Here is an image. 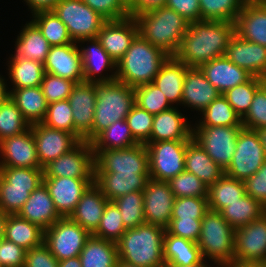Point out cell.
<instances>
[{
	"label": "cell",
	"instance_id": "cell-1",
	"mask_svg": "<svg viewBox=\"0 0 266 267\" xmlns=\"http://www.w3.org/2000/svg\"><path fill=\"white\" fill-rule=\"evenodd\" d=\"M235 34V23L199 20L190 22L174 57L189 68L225 56L227 46Z\"/></svg>",
	"mask_w": 266,
	"mask_h": 267
},
{
	"label": "cell",
	"instance_id": "cell-2",
	"mask_svg": "<svg viewBox=\"0 0 266 267\" xmlns=\"http://www.w3.org/2000/svg\"><path fill=\"white\" fill-rule=\"evenodd\" d=\"M169 57L138 33L125 55L116 63V80L132 88L153 83Z\"/></svg>",
	"mask_w": 266,
	"mask_h": 267
},
{
	"label": "cell",
	"instance_id": "cell-3",
	"mask_svg": "<svg viewBox=\"0 0 266 267\" xmlns=\"http://www.w3.org/2000/svg\"><path fill=\"white\" fill-rule=\"evenodd\" d=\"M166 229L152 224H141L127 229L116 242L119 262L139 267H165L163 239Z\"/></svg>",
	"mask_w": 266,
	"mask_h": 267
},
{
	"label": "cell",
	"instance_id": "cell-4",
	"mask_svg": "<svg viewBox=\"0 0 266 267\" xmlns=\"http://www.w3.org/2000/svg\"><path fill=\"white\" fill-rule=\"evenodd\" d=\"M134 18L138 25V33L145 40L169 56H174L178 52L189 22L176 11L163 6Z\"/></svg>",
	"mask_w": 266,
	"mask_h": 267
},
{
	"label": "cell",
	"instance_id": "cell-5",
	"mask_svg": "<svg viewBox=\"0 0 266 267\" xmlns=\"http://www.w3.org/2000/svg\"><path fill=\"white\" fill-rule=\"evenodd\" d=\"M96 103L92 127V140L113 122L126 119L135 105V90L125 83H94Z\"/></svg>",
	"mask_w": 266,
	"mask_h": 267
},
{
	"label": "cell",
	"instance_id": "cell-6",
	"mask_svg": "<svg viewBox=\"0 0 266 267\" xmlns=\"http://www.w3.org/2000/svg\"><path fill=\"white\" fill-rule=\"evenodd\" d=\"M234 240L235 229L220 212L209 210L202 219L197 241L204 260L208 258L216 267L235 263Z\"/></svg>",
	"mask_w": 266,
	"mask_h": 267
},
{
	"label": "cell",
	"instance_id": "cell-7",
	"mask_svg": "<svg viewBox=\"0 0 266 267\" xmlns=\"http://www.w3.org/2000/svg\"><path fill=\"white\" fill-rule=\"evenodd\" d=\"M51 10L66 25L73 42L96 38L107 21L82 0H59Z\"/></svg>",
	"mask_w": 266,
	"mask_h": 267
},
{
	"label": "cell",
	"instance_id": "cell-8",
	"mask_svg": "<svg viewBox=\"0 0 266 267\" xmlns=\"http://www.w3.org/2000/svg\"><path fill=\"white\" fill-rule=\"evenodd\" d=\"M190 140L146 142L149 154V177L168 182L185 170V152Z\"/></svg>",
	"mask_w": 266,
	"mask_h": 267
},
{
	"label": "cell",
	"instance_id": "cell-9",
	"mask_svg": "<svg viewBox=\"0 0 266 267\" xmlns=\"http://www.w3.org/2000/svg\"><path fill=\"white\" fill-rule=\"evenodd\" d=\"M91 234L69 217H61L44 230V243L58 261L80 255Z\"/></svg>",
	"mask_w": 266,
	"mask_h": 267
},
{
	"label": "cell",
	"instance_id": "cell-10",
	"mask_svg": "<svg viewBox=\"0 0 266 267\" xmlns=\"http://www.w3.org/2000/svg\"><path fill=\"white\" fill-rule=\"evenodd\" d=\"M266 161V154L256 130L242 128L237 136L235 152L224 171L229 177L245 181Z\"/></svg>",
	"mask_w": 266,
	"mask_h": 267
},
{
	"label": "cell",
	"instance_id": "cell-11",
	"mask_svg": "<svg viewBox=\"0 0 266 267\" xmlns=\"http://www.w3.org/2000/svg\"><path fill=\"white\" fill-rule=\"evenodd\" d=\"M194 127L193 139L225 171L231 163L235 152L237 136L243 126Z\"/></svg>",
	"mask_w": 266,
	"mask_h": 267
},
{
	"label": "cell",
	"instance_id": "cell-12",
	"mask_svg": "<svg viewBox=\"0 0 266 267\" xmlns=\"http://www.w3.org/2000/svg\"><path fill=\"white\" fill-rule=\"evenodd\" d=\"M94 153L95 172L149 173L146 144L138 143L129 148L94 151Z\"/></svg>",
	"mask_w": 266,
	"mask_h": 267
},
{
	"label": "cell",
	"instance_id": "cell-13",
	"mask_svg": "<svg viewBox=\"0 0 266 267\" xmlns=\"http://www.w3.org/2000/svg\"><path fill=\"white\" fill-rule=\"evenodd\" d=\"M44 177L94 179L95 153L90 142L81 141L75 148L43 167Z\"/></svg>",
	"mask_w": 266,
	"mask_h": 267
},
{
	"label": "cell",
	"instance_id": "cell-14",
	"mask_svg": "<svg viewBox=\"0 0 266 267\" xmlns=\"http://www.w3.org/2000/svg\"><path fill=\"white\" fill-rule=\"evenodd\" d=\"M234 254L236 264H266V213L235 230Z\"/></svg>",
	"mask_w": 266,
	"mask_h": 267
},
{
	"label": "cell",
	"instance_id": "cell-15",
	"mask_svg": "<svg viewBox=\"0 0 266 267\" xmlns=\"http://www.w3.org/2000/svg\"><path fill=\"white\" fill-rule=\"evenodd\" d=\"M35 139L37 156L42 167L75 148L81 141L73 134L34 123L30 126Z\"/></svg>",
	"mask_w": 266,
	"mask_h": 267
},
{
	"label": "cell",
	"instance_id": "cell-16",
	"mask_svg": "<svg viewBox=\"0 0 266 267\" xmlns=\"http://www.w3.org/2000/svg\"><path fill=\"white\" fill-rule=\"evenodd\" d=\"M143 196L146 223L166 229L171 221L175 200L168 182L150 178L143 191Z\"/></svg>",
	"mask_w": 266,
	"mask_h": 267
},
{
	"label": "cell",
	"instance_id": "cell-17",
	"mask_svg": "<svg viewBox=\"0 0 266 267\" xmlns=\"http://www.w3.org/2000/svg\"><path fill=\"white\" fill-rule=\"evenodd\" d=\"M0 154V167L43 168L37 156L31 127L22 134L1 140Z\"/></svg>",
	"mask_w": 266,
	"mask_h": 267
},
{
	"label": "cell",
	"instance_id": "cell-18",
	"mask_svg": "<svg viewBox=\"0 0 266 267\" xmlns=\"http://www.w3.org/2000/svg\"><path fill=\"white\" fill-rule=\"evenodd\" d=\"M137 34V22L134 17L128 16L118 20H107L96 38L117 63L125 55Z\"/></svg>",
	"mask_w": 266,
	"mask_h": 267
},
{
	"label": "cell",
	"instance_id": "cell-19",
	"mask_svg": "<svg viewBox=\"0 0 266 267\" xmlns=\"http://www.w3.org/2000/svg\"><path fill=\"white\" fill-rule=\"evenodd\" d=\"M43 183L62 217H69L94 179L43 177Z\"/></svg>",
	"mask_w": 266,
	"mask_h": 267
},
{
	"label": "cell",
	"instance_id": "cell-20",
	"mask_svg": "<svg viewBox=\"0 0 266 267\" xmlns=\"http://www.w3.org/2000/svg\"><path fill=\"white\" fill-rule=\"evenodd\" d=\"M77 42L67 45L50 46L43 63L46 73L76 83L84 82L80 48Z\"/></svg>",
	"mask_w": 266,
	"mask_h": 267
},
{
	"label": "cell",
	"instance_id": "cell-21",
	"mask_svg": "<svg viewBox=\"0 0 266 267\" xmlns=\"http://www.w3.org/2000/svg\"><path fill=\"white\" fill-rule=\"evenodd\" d=\"M68 101L72 108L75 131L84 141L91 142L96 103L94 83H76L68 97Z\"/></svg>",
	"mask_w": 266,
	"mask_h": 267
},
{
	"label": "cell",
	"instance_id": "cell-22",
	"mask_svg": "<svg viewBox=\"0 0 266 267\" xmlns=\"http://www.w3.org/2000/svg\"><path fill=\"white\" fill-rule=\"evenodd\" d=\"M225 56L252 76L266 79V47L242 39L236 33L227 46Z\"/></svg>",
	"mask_w": 266,
	"mask_h": 267
},
{
	"label": "cell",
	"instance_id": "cell-23",
	"mask_svg": "<svg viewBox=\"0 0 266 267\" xmlns=\"http://www.w3.org/2000/svg\"><path fill=\"white\" fill-rule=\"evenodd\" d=\"M89 42L86 48L81 46V59L83 66L84 82H112L116 80V62L109 56L97 38L83 39L78 42ZM109 69V70H108ZM111 75L104 76L102 71H111ZM100 73V75H98ZM97 74V75H96ZM98 77V78H97Z\"/></svg>",
	"mask_w": 266,
	"mask_h": 267
},
{
	"label": "cell",
	"instance_id": "cell-24",
	"mask_svg": "<svg viewBox=\"0 0 266 267\" xmlns=\"http://www.w3.org/2000/svg\"><path fill=\"white\" fill-rule=\"evenodd\" d=\"M206 79L224 94L227 90L246 83L253 76L243 68L235 65L226 56L214 58L200 67Z\"/></svg>",
	"mask_w": 266,
	"mask_h": 267
},
{
	"label": "cell",
	"instance_id": "cell-25",
	"mask_svg": "<svg viewBox=\"0 0 266 267\" xmlns=\"http://www.w3.org/2000/svg\"><path fill=\"white\" fill-rule=\"evenodd\" d=\"M193 126L177 107L162 111L154 116L150 139L147 142L167 140H191Z\"/></svg>",
	"mask_w": 266,
	"mask_h": 267
},
{
	"label": "cell",
	"instance_id": "cell-26",
	"mask_svg": "<svg viewBox=\"0 0 266 267\" xmlns=\"http://www.w3.org/2000/svg\"><path fill=\"white\" fill-rule=\"evenodd\" d=\"M18 215L27 221L37 224L43 230L53 225L62 216L57 212L55 204L44 183L40 184L24 203Z\"/></svg>",
	"mask_w": 266,
	"mask_h": 267
},
{
	"label": "cell",
	"instance_id": "cell-27",
	"mask_svg": "<svg viewBox=\"0 0 266 267\" xmlns=\"http://www.w3.org/2000/svg\"><path fill=\"white\" fill-rule=\"evenodd\" d=\"M149 179V173L95 172L94 184L109 201H113L130 192L144 191Z\"/></svg>",
	"mask_w": 266,
	"mask_h": 267
},
{
	"label": "cell",
	"instance_id": "cell-28",
	"mask_svg": "<svg viewBox=\"0 0 266 267\" xmlns=\"http://www.w3.org/2000/svg\"><path fill=\"white\" fill-rule=\"evenodd\" d=\"M235 33L266 47V2L244 3L235 21Z\"/></svg>",
	"mask_w": 266,
	"mask_h": 267
},
{
	"label": "cell",
	"instance_id": "cell-29",
	"mask_svg": "<svg viewBox=\"0 0 266 267\" xmlns=\"http://www.w3.org/2000/svg\"><path fill=\"white\" fill-rule=\"evenodd\" d=\"M220 93L200 68H188L183 83L182 104L202 112Z\"/></svg>",
	"mask_w": 266,
	"mask_h": 267
},
{
	"label": "cell",
	"instance_id": "cell-30",
	"mask_svg": "<svg viewBox=\"0 0 266 267\" xmlns=\"http://www.w3.org/2000/svg\"><path fill=\"white\" fill-rule=\"evenodd\" d=\"M108 202L109 200L93 183L81 196L69 218L92 235L99 226Z\"/></svg>",
	"mask_w": 266,
	"mask_h": 267
},
{
	"label": "cell",
	"instance_id": "cell-31",
	"mask_svg": "<svg viewBox=\"0 0 266 267\" xmlns=\"http://www.w3.org/2000/svg\"><path fill=\"white\" fill-rule=\"evenodd\" d=\"M188 68L184 62L170 56L154 78L153 84L162 91L171 105L182 102L183 83Z\"/></svg>",
	"mask_w": 266,
	"mask_h": 267
},
{
	"label": "cell",
	"instance_id": "cell-32",
	"mask_svg": "<svg viewBox=\"0 0 266 267\" xmlns=\"http://www.w3.org/2000/svg\"><path fill=\"white\" fill-rule=\"evenodd\" d=\"M185 171L194 174L208 186L224 175V170L213 161L193 138L187 143Z\"/></svg>",
	"mask_w": 266,
	"mask_h": 267
},
{
	"label": "cell",
	"instance_id": "cell-33",
	"mask_svg": "<svg viewBox=\"0 0 266 267\" xmlns=\"http://www.w3.org/2000/svg\"><path fill=\"white\" fill-rule=\"evenodd\" d=\"M163 258L166 265L190 266L200 264L204 258L196 242L177 237L165 231Z\"/></svg>",
	"mask_w": 266,
	"mask_h": 267
},
{
	"label": "cell",
	"instance_id": "cell-34",
	"mask_svg": "<svg viewBox=\"0 0 266 267\" xmlns=\"http://www.w3.org/2000/svg\"><path fill=\"white\" fill-rule=\"evenodd\" d=\"M3 238L30 250L44 242V230L18 214H7Z\"/></svg>",
	"mask_w": 266,
	"mask_h": 267
},
{
	"label": "cell",
	"instance_id": "cell-35",
	"mask_svg": "<svg viewBox=\"0 0 266 267\" xmlns=\"http://www.w3.org/2000/svg\"><path fill=\"white\" fill-rule=\"evenodd\" d=\"M15 44L16 52L12 57L35 60L41 63L45 62L50 49L47 39L32 21L24 25Z\"/></svg>",
	"mask_w": 266,
	"mask_h": 267
},
{
	"label": "cell",
	"instance_id": "cell-36",
	"mask_svg": "<svg viewBox=\"0 0 266 267\" xmlns=\"http://www.w3.org/2000/svg\"><path fill=\"white\" fill-rule=\"evenodd\" d=\"M79 258L82 267H117L119 262L117 244L91 235Z\"/></svg>",
	"mask_w": 266,
	"mask_h": 267
},
{
	"label": "cell",
	"instance_id": "cell-37",
	"mask_svg": "<svg viewBox=\"0 0 266 267\" xmlns=\"http://www.w3.org/2000/svg\"><path fill=\"white\" fill-rule=\"evenodd\" d=\"M10 98L16 103L23 117L30 123H41L47 113L48 103L41 87L12 88Z\"/></svg>",
	"mask_w": 266,
	"mask_h": 267
},
{
	"label": "cell",
	"instance_id": "cell-38",
	"mask_svg": "<svg viewBox=\"0 0 266 267\" xmlns=\"http://www.w3.org/2000/svg\"><path fill=\"white\" fill-rule=\"evenodd\" d=\"M246 194L244 181L224 174L208 186V204L212 211L220 212L224 207L238 201Z\"/></svg>",
	"mask_w": 266,
	"mask_h": 267
},
{
	"label": "cell",
	"instance_id": "cell-39",
	"mask_svg": "<svg viewBox=\"0 0 266 267\" xmlns=\"http://www.w3.org/2000/svg\"><path fill=\"white\" fill-rule=\"evenodd\" d=\"M8 61L9 78L13 88L40 86L45 74L43 63L20 57H10Z\"/></svg>",
	"mask_w": 266,
	"mask_h": 267
},
{
	"label": "cell",
	"instance_id": "cell-40",
	"mask_svg": "<svg viewBox=\"0 0 266 267\" xmlns=\"http://www.w3.org/2000/svg\"><path fill=\"white\" fill-rule=\"evenodd\" d=\"M220 213L236 230L260 218L266 213V208L248 194H245L238 201L224 207Z\"/></svg>",
	"mask_w": 266,
	"mask_h": 267
},
{
	"label": "cell",
	"instance_id": "cell-41",
	"mask_svg": "<svg viewBox=\"0 0 266 267\" xmlns=\"http://www.w3.org/2000/svg\"><path fill=\"white\" fill-rule=\"evenodd\" d=\"M90 143L93 151L124 149L138 144L130 132L126 119L113 122Z\"/></svg>",
	"mask_w": 266,
	"mask_h": 267
},
{
	"label": "cell",
	"instance_id": "cell-42",
	"mask_svg": "<svg viewBox=\"0 0 266 267\" xmlns=\"http://www.w3.org/2000/svg\"><path fill=\"white\" fill-rule=\"evenodd\" d=\"M32 22L39 28L50 46L74 43L68 34L66 25L52 10H41L32 13Z\"/></svg>",
	"mask_w": 266,
	"mask_h": 267
},
{
	"label": "cell",
	"instance_id": "cell-43",
	"mask_svg": "<svg viewBox=\"0 0 266 267\" xmlns=\"http://www.w3.org/2000/svg\"><path fill=\"white\" fill-rule=\"evenodd\" d=\"M201 113V120L198 121V124L195 123L194 126H243L241 117L222 94Z\"/></svg>",
	"mask_w": 266,
	"mask_h": 267
},
{
	"label": "cell",
	"instance_id": "cell-44",
	"mask_svg": "<svg viewBox=\"0 0 266 267\" xmlns=\"http://www.w3.org/2000/svg\"><path fill=\"white\" fill-rule=\"evenodd\" d=\"M201 20L235 23L244 5L243 0H199Z\"/></svg>",
	"mask_w": 266,
	"mask_h": 267
},
{
	"label": "cell",
	"instance_id": "cell-45",
	"mask_svg": "<svg viewBox=\"0 0 266 267\" xmlns=\"http://www.w3.org/2000/svg\"><path fill=\"white\" fill-rule=\"evenodd\" d=\"M113 202L120 210L126 230L146 223L143 191L130 192L116 198Z\"/></svg>",
	"mask_w": 266,
	"mask_h": 267
},
{
	"label": "cell",
	"instance_id": "cell-46",
	"mask_svg": "<svg viewBox=\"0 0 266 267\" xmlns=\"http://www.w3.org/2000/svg\"><path fill=\"white\" fill-rule=\"evenodd\" d=\"M31 124L23 117L16 103L9 97L0 105V141L22 134Z\"/></svg>",
	"mask_w": 266,
	"mask_h": 267
},
{
	"label": "cell",
	"instance_id": "cell-47",
	"mask_svg": "<svg viewBox=\"0 0 266 267\" xmlns=\"http://www.w3.org/2000/svg\"><path fill=\"white\" fill-rule=\"evenodd\" d=\"M264 79L253 76L249 81L237 85L222 94L235 112L242 118L249 110L256 91L262 86Z\"/></svg>",
	"mask_w": 266,
	"mask_h": 267
},
{
	"label": "cell",
	"instance_id": "cell-48",
	"mask_svg": "<svg viewBox=\"0 0 266 267\" xmlns=\"http://www.w3.org/2000/svg\"><path fill=\"white\" fill-rule=\"evenodd\" d=\"M41 123L51 128L69 132L75 135L80 141H84L75 131L72 108L68 99L48 104L46 116Z\"/></svg>",
	"mask_w": 266,
	"mask_h": 267
},
{
	"label": "cell",
	"instance_id": "cell-49",
	"mask_svg": "<svg viewBox=\"0 0 266 267\" xmlns=\"http://www.w3.org/2000/svg\"><path fill=\"white\" fill-rule=\"evenodd\" d=\"M125 231L126 228L119 208L113 201H109L106 204L99 226L92 235L116 243Z\"/></svg>",
	"mask_w": 266,
	"mask_h": 267
},
{
	"label": "cell",
	"instance_id": "cell-50",
	"mask_svg": "<svg viewBox=\"0 0 266 267\" xmlns=\"http://www.w3.org/2000/svg\"><path fill=\"white\" fill-rule=\"evenodd\" d=\"M135 104L156 115L173 107L162 91L153 83L134 88Z\"/></svg>",
	"mask_w": 266,
	"mask_h": 267
},
{
	"label": "cell",
	"instance_id": "cell-51",
	"mask_svg": "<svg viewBox=\"0 0 266 267\" xmlns=\"http://www.w3.org/2000/svg\"><path fill=\"white\" fill-rule=\"evenodd\" d=\"M36 188L13 186L0 176V210L5 214H18Z\"/></svg>",
	"mask_w": 266,
	"mask_h": 267
},
{
	"label": "cell",
	"instance_id": "cell-52",
	"mask_svg": "<svg viewBox=\"0 0 266 267\" xmlns=\"http://www.w3.org/2000/svg\"><path fill=\"white\" fill-rule=\"evenodd\" d=\"M168 185L175 198L208 196V185L185 170L169 180Z\"/></svg>",
	"mask_w": 266,
	"mask_h": 267
},
{
	"label": "cell",
	"instance_id": "cell-53",
	"mask_svg": "<svg viewBox=\"0 0 266 267\" xmlns=\"http://www.w3.org/2000/svg\"><path fill=\"white\" fill-rule=\"evenodd\" d=\"M209 210L207 197L175 198L171 219H203Z\"/></svg>",
	"mask_w": 266,
	"mask_h": 267
},
{
	"label": "cell",
	"instance_id": "cell-54",
	"mask_svg": "<svg viewBox=\"0 0 266 267\" xmlns=\"http://www.w3.org/2000/svg\"><path fill=\"white\" fill-rule=\"evenodd\" d=\"M0 176L10 185L38 187L43 183V168L0 167Z\"/></svg>",
	"mask_w": 266,
	"mask_h": 267
},
{
	"label": "cell",
	"instance_id": "cell-55",
	"mask_svg": "<svg viewBox=\"0 0 266 267\" xmlns=\"http://www.w3.org/2000/svg\"><path fill=\"white\" fill-rule=\"evenodd\" d=\"M241 120L246 129L259 130L266 127V79L256 91L248 112Z\"/></svg>",
	"mask_w": 266,
	"mask_h": 267
},
{
	"label": "cell",
	"instance_id": "cell-56",
	"mask_svg": "<svg viewBox=\"0 0 266 267\" xmlns=\"http://www.w3.org/2000/svg\"><path fill=\"white\" fill-rule=\"evenodd\" d=\"M154 116L136 104L127 115L130 132L138 143L145 144L150 139Z\"/></svg>",
	"mask_w": 266,
	"mask_h": 267
},
{
	"label": "cell",
	"instance_id": "cell-57",
	"mask_svg": "<svg viewBox=\"0 0 266 267\" xmlns=\"http://www.w3.org/2000/svg\"><path fill=\"white\" fill-rule=\"evenodd\" d=\"M75 85L76 82L74 81L45 72L40 87L46 98V102L50 104L52 102L68 99Z\"/></svg>",
	"mask_w": 266,
	"mask_h": 267
},
{
	"label": "cell",
	"instance_id": "cell-58",
	"mask_svg": "<svg viewBox=\"0 0 266 267\" xmlns=\"http://www.w3.org/2000/svg\"><path fill=\"white\" fill-rule=\"evenodd\" d=\"M201 223L202 219H171L166 231L174 236L182 237L197 243L201 233Z\"/></svg>",
	"mask_w": 266,
	"mask_h": 267
},
{
	"label": "cell",
	"instance_id": "cell-59",
	"mask_svg": "<svg viewBox=\"0 0 266 267\" xmlns=\"http://www.w3.org/2000/svg\"><path fill=\"white\" fill-rule=\"evenodd\" d=\"M26 251L24 248L4 238L0 239V261L2 267H24Z\"/></svg>",
	"mask_w": 266,
	"mask_h": 267
},
{
	"label": "cell",
	"instance_id": "cell-60",
	"mask_svg": "<svg viewBox=\"0 0 266 267\" xmlns=\"http://www.w3.org/2000/svg\"><path fill=\"white\" fill-rule=\"evenodd\" d=\"M106 20H118L129 16L118 0H82Z\"/></svg>",
	"mask_w": 266,
	"mask_h": 267
},
{
	"label": "cell",
	"instance_id": "cell-61",
	"mask_svg": "<svg viewBox=\"0 0 266 267\" xmlns=\"http://www.w3.org/2000/svg\"><path fill=\"white\" fill-rule=\"evenodd\" d=\"M246 194L266 208V161L257 172L244 181Z\"/></svg>",
	"mask_w": 266,
	"mask_h": 267
},
{
	"label": "cell",
	"instance_id": "cell-62",
	"mask_svg": "<svg viewBox=\"0 0 266 267\" xmlns=\"http://www.w3.org/2000/svg\"><path fill=\"white\" fill-rule=\"evenodd\" d=\"M58 264L59 261L44 242L26 251L24 267H58Z\"/></svg>",
	"mask_w": 266,
	"mask_h": 267
},
{
	"label": "cell",
	"instance_id": "cell-63",
	"mask_svg": "<svg viewBox=\"0 0 266 267\" xmlns=\"http://www.w3.org/2000/svg\"><path fill=\"white\" fill-rule=\"evenodd\" d=\"M165 6L176 11L189 23L201 20L199 0H167Z\"/></svg>",
	"mask_w": 266,
	"mask_h": 267
},
{
	"label": "cell",
	"instance_id": "cell-64",
	"mask_svg": "<svg viewBox=\"0 0 266 267\" xmlns=\"http://www.w3.org/2000/svg\"><path fill=\"white\" fill-rule=\"evenodd\" d=\"M167 0H135L133 7L128 11L129 16L135 17L141 13L166 5Z\"/></svg>",
	"mask_w": 266,
	"mask_h": 267
},
{
	"label": "cell",
	"instance_id": "cell-65",
	"mask_svg": "<svg viewBox=\"0 0 266 267\" xmlns=\"http://www.w3.org/2000/svg\"><path fill=\"white\" fill-rule=\"evenodd\" d=\"M31 13L41 10H51L59 0H24Z\"/></svg>",
	"mask_w": 266,
	"mask_h": 267
},
{
	"label": "cell",
	"instance_id": "cell-66",
	"mask_svg": "<svg viewBox=\"0 0 266 267\" xmlns=\"http://www.w3.org/2000/svg\"><path fill=\"white\" fill-rule=\"evenodd\" d=\"M0 75V105L3 104L10 97V90L5 78ZM7 87V88H6Z\"/></svg>",
	"mask_w": 266,
	"mask_h": 267
},
{
	"label": "cell",
	"instance_id": "cell-67",
	"mask_svg": "<svg viewBox=\"0 0 266 267\" xmlns=\"http://www.w3.org/2000/svg\"><path fill=\"white\" fill-rule=\"evenodd\" d=\"M58 267H82L79 256L59 261Z\"/></svg>",
	"mask_w": 266,
	"mask_h": 267
},
{
	"label": "cell",
	"instance_id": "cell-68",
	"mask_svg": "<svg viewBox=\"0 0 266 267\" xmlns=\"http://www.w3.org/2000/svg\"><path fill=\"white\" fill-rule=\"evenodd\" d=\"M256 131L259 135L261 145L263 146L265 154H266V127L259 129V130H256Z\"/></svg>",
	"mask_w": 266,
	"mask_h": 267
},
{
	"label": "cell",
	"instance_id": "cell-69",
	"mask_svg": "<svg viewBox=\"0 0 266 267\" xmlns=\"http://www.w3.org/2000/svg\"><path fill=\"white\" fill-rule=\"evenodd\" d=\"M6 217H7V214L3 213L0 210V239L4 237V227H5Z\"/></svg>",
	"mask_w": 266,
	"mask_h": 267
},
{
	"label": "cell",
	"instance_id": "cell-70",
	"mask_svg": "<svg viewBox=\"0 0 266 267\" xmlns=\"http://www.w3.org/2000/svg\"><path fill=\"white\" fill-rule=\"evenodd\" d=\"M120 3H121V5L127 10V11H129L132 7H133V5H134V3H135V0H118Z\"/></svg>",
	"mask_w": 266,
	"mask_h": 267
},
{
	"label": "cell",
	"instance_id": "cell-71",
	"mask_svg": "<svg viewBox=\"0 0 266 267\" xmlns=\"http://www.w3.org/2000/svg\"><path fill=\"white\" fill-rule=\"evenodd\" d=\"M166 267H211L210 265L208 266L206 263H205V260H203L200 264H193V265H190V266H176V265H166Z\"/></svg>",
	"mask_w": 266,
	"mask_h": 267
},
{
	"label": "cell",
	"instance_id": "cell-72",
	"mask_svg": "<svg viewBox=\"0 0 266 267\" xmlns=\"http://www.w3.org/2000/svg\"><path fill=\"white\" fill-rule=\"evenodd\" d=\"M223 267H255V265H242V264L231 263Z\"/></svg>",
	"mask_w": 266,
	"mask_h": 267
},
{
	"label": "cell",
	"instance_id": "cell-73",
	"mask_svg": "<svg viewBox=\"0 0 266 267\" xmlns=\"http://www.w3.org/2000/svg\"><path fill=\"white\" fill-rule=\"evenodd\" d=\"M117 267H139V266L134 265V264H130L127 262H118Z\"/></svg>",
	"mask_w": 266,
	"mask_h": 267
},
{
	"label": "cell",
	"instance_id": "cell-74",
	"mask_svg": "<svg viewBox=\"0 0 266 267\" xmlns=\"http://www.w3.org/2000/svg\"><path fill=\"white\" fill-rule=\"evenodd\" d=\"M244 3L266 2V0H243Z\"/></svg>",
	"mask_w": 266,
	"mask_h": 267
},
{
	"label": "cell",
	"instance_id": "cell-75",
	"mask_svg": "<svg viewBox=\"0 0 266 267\" xmlns=\"http://www.w3.org/2000/svg\"><path fill=\"white\" fill-rule=\"evenodd\" d=\"M255 267H266V264H255Z\"/></svg>",
	"mask_w": 266,
	"mask_h": 267
}]
</instances>
